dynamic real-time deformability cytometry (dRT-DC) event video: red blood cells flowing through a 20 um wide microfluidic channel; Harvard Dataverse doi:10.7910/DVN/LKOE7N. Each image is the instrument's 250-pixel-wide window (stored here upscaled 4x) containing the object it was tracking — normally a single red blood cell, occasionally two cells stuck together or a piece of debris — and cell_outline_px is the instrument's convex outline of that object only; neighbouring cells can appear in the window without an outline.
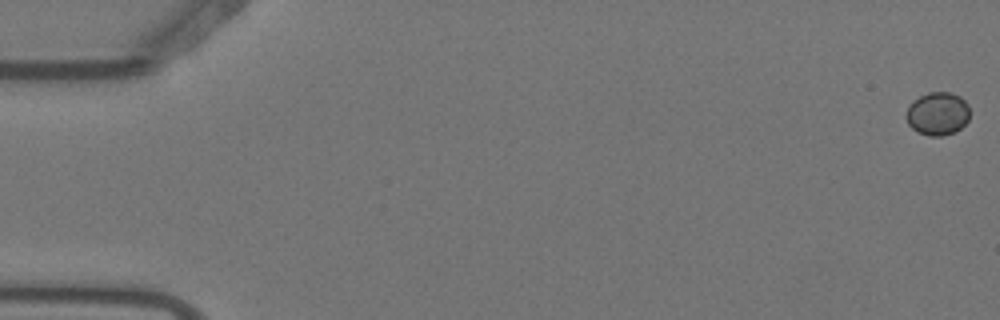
{"species": "Egyptian fruit bat (a non-hibernating species)", "species_latin": "Rousettus aegyptiacus", "temperature_condition": "warm", "stored_images_in_passage": 4, "camera_frame_rate_fps": 3000, "um_per_image_px": 0.085, "animal": {"sex": "female"}, "frame": {"image": 1, "passage_image": 1, "time_ms": 0.0, "image_size_px": [1000, 320], "cell_outline_px": [[968, 120], [960, 128], [952, 132], [940, 136], [928, 136], [916, 132], [908, 124], [904, 116], [912, 100], [928, 92], [952, 92], [960, 96], [968, 104]], "centroid_in_image_um": [79.66, 9.65], "position_along_channel_um": 5.3, "area_um2": 16.07}}
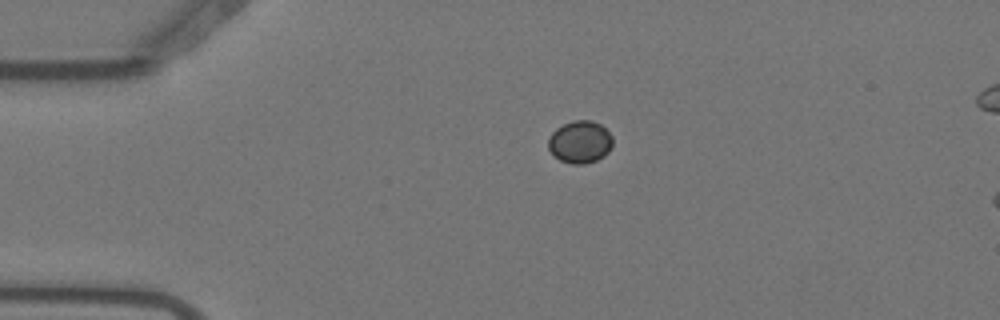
{"frame": {"image": 2, "passage_image": 4, "time_ms": 1.0, "image_size_px": [1000, 320], "cell_outline_px": [[612, 144], [608, 152], [604, 156], [596, 160], [584, 164], [572, 164], [560, 160], [548, 148], [548, 140], [552, 132], [556, 128], [572, 120], [592, 120], [600, 124], [612, 136]], "centroid_in_image_um": [49.3, 12.06], "position_along_channel_um": 35.7, "area_um2": 15.84}}